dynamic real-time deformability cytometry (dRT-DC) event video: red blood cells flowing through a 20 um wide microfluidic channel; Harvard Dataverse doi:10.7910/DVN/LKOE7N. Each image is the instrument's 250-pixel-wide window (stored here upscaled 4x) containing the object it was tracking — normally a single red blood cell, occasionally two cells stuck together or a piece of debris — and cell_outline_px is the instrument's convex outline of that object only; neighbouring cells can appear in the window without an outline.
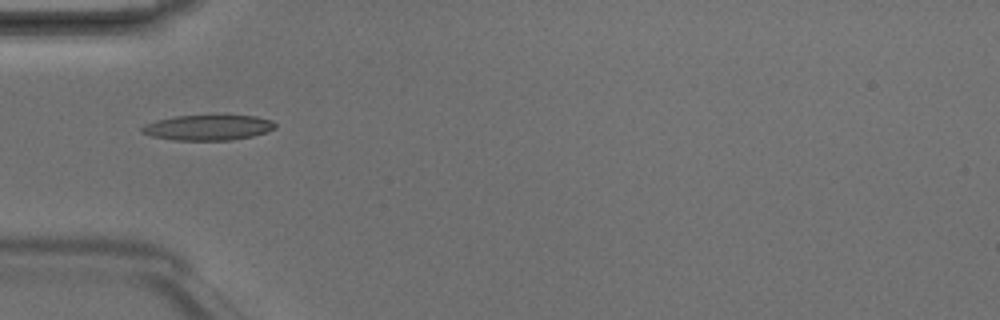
{"species": "Egyptian fruit bat (a non-hibernating species)", "species_latin": "Rousettus aegyptiacus", "temperature_condition": "room temperature", "stored_images_in_passage": 1, "camera_frame_rate_fps": 3000, "um_per_image_px": 0.085, "animal": {"sex": "male"}, "frame": {"image": 1, "passage_image": 1, "time_ms": 0.0, "image_size_px": [1000, 320], "cell_outline_px": [[276, 128], [252, 136], [232, 140], [172, 140], [152, 136], [140, 132], [140, 128], [144, 124], [156, 120], [176, 116], [256, 116], [272, 120], [276, 124]], "centroid_in_image_um": [17.65, 10.85], "position_along_channel_um": 67.3, "area_um2": 19.59}}